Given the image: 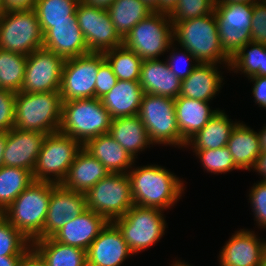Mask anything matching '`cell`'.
Segmentation results:
<instances>
[{"label":"cell","instance_id":"6da1fadb","mask_svg":"<svg viewBox=\"0 0 266 266\" xmlns=\"http://www.w3.org/2000/svg\"><path fill=\"white\" fill-rule=\"evenodd\" d=\"M134 205L166 211L174 207L185 190L184 180L157 164L136 167L127 172Z\"/></svg>","mask_w":266,"mask_h":266},{"label":"cell","instance_id":"7a4b0ae2","mask_svg":"<svg viewBox=\"0 0 266 266\" xmlns=\"http://www.w3.org/2000/svg\"><path fill=\"white\" fill-rule=\"evenodd\" d=\"M172 24L173 42L177 46L189 51L199 63L223 65L229 69L231 58L220 45L214 12Z\"/></svg>","mask_w":266,"mask_h":266},{"label":"cell","instance_id":"3957f363","mask_svg":"<svg viewBox=\"0 0 266 266\" xmlns=\"http://www.w3.org/2000/svg\"><path fill=\"white\" fill-rule=\"evenodd\" d=\"M51 182H32L1 215L30 242L43 239Z\"/></svg>","mask_w":266,"mask_h":266},{"label":"cell","instance_id":"277c9868","mask_svg":"<svg viewBox=\"0 0 266 266\" xmlns=\"http://www.w3.org/2000/svg\"><path fill=\"white\" fill-rule=\"evenodd\" d=\"M62 103L59 92H17L14 127L46 134L59 132Z\"/></svg>","mask_w":266,"mask_h":266},{"label":"cell","instance_id":"5b68a950","mask_svg":"<svg viewBox=\"0 0 266 266\" xmlns=\"http://www.w3.org/2000/svg\"><path fill=\"white\" fill-rule=\"evenodd\" d=\"M112 118L101 99L85 98L62 103L59 132L84 145L89 139L109 133Z\"/></svg>","mask_w":266,"mask_h":266},{"label":"cell","instance_id":"8992f818","mask_svg":"<svg viewBox=\"0 0 266 266\" xmlns=\"http://www.w3.org/2000/svg\"><path fill=\"white\" fill-rule=\"evenodd\" d=\"M138 116L153 145L185 148L186 142L182 139L177 124L175 99L144 93Z\"/></svg>","mask_w":266,"mask_h":266},{"label":"cell","instance_id":"52a82bcc","mask_svg":"<svg viewBox=\"0 0 266 266\" xmlns=\"http://www.w3.org/2000/svg\"><path fill=\"white\" fill-rule=\"evenodd\" d=\"M163 213L157 208L133 205L127 213L113 221L133 255L155 246L165 235L168 225Z\"/></svg>","mask_w":266,"mask_h":266},{"label":"cell","instance_id":"ba28073f","mask_svg":"<svg viewBox=\"0 0 266 266\" xmlns=\"http://www.w3.org/2000/svg\"><path fill=\"white\" fill-rule=\"evenodd\" d=\"M173 24L165 13L153 12L138 22L123 38L122 45L142 60L161 59L173 43Z\"/></svg>","mask_w":266,"mask_h":266},{"label":"cell","instance_id":"9c48e42d","mask_svg":"<svg viewBox=\"0 0 266 266\" xmlns=\"http://www.w3.org/2000/svg\"><path fill=\"white\" fill-rule=\"evenodd\" d=\"M83 145L60 132L47 134L33 170L34 181L61 184Z\"/></svg>","mask_w":266,"mask_h":266},{"label":"cell","instance_id":"30bf717a","mask_svg":"<svg viewBox=\"0 0 266 266\" xmlns=\"http://www.w3.org/2000/svg\"><path fill=\"white\" fill-rule=\"evenodd\" d=\"M85 195L87 208L108 222L122 217L134 205L130 179L125 173H109Z\"/></svg>","mask_w":266,"mask_h":266},{"label":"cell","instance_id":"8fae6325","mask_svg":"<svg viewBox=\"0 0 266 266\" xmlns=\"http://www.w3.org/2000/svg\"><path fill=\"white\" fill-rule=\"evenodd\" d=\"M43 48V32L34 9L5 12L0 17V49L25 56Z\"/></svg>","mask_w":266,"mask_h":266},{"label":"cell","instance_id":"7c38bea8","mask_svg":"<svg viewBox=\"0 0 266 266\" xmlns=\"http://www.w3.org/2000/svg\"><path fill=\"white\" fill-rule=\"evenodd\" d=\"M105 61L103 53L66 59L60 86L62 102L95 98V84L99 66Z\"/></svg>","mask_w":266,"mask_h":266},{"label":"cell","instance_id":"4fadbf2b","mask_svg":"<svg viewBox=\"0 0 266 266\" xmlns=\"http://www.w3.org/2000/svg\"><path fill=\"white\" fill-rule=\"evenodd\" d=\"M214 15L218 24L219 41L231 58L248 42H251L253 4L215 5Z\"/></svg>","mask_w":266,"mask_h":266},{"label":"cell","instance_id":"5bb4252c","mask_svg":"<svg viewBox=\"0 0 266 266\" xmlns=\"http://www.w3.org/2000/svg\"><path fill=\"white\" fill-rule=\"evenodd\" d=\"M76 19L89 52L103 53L122 46L123 38L116 31L107 9L80 1L76 8Z\"/></svg>","mask_w":266,"mask_h":266},{"label":"cell","instance_id":"9a60e30c","mask_svg":"<svg viewBox=\"0 0 266 266\" xmlns=\"http://www.w3.org/2000/svg\"><path fill=\"white\" fill-rule=\"evenodd\" d=\"M65 59L53 51L40 48L27 56L20 92H59Z\"/></svg>","mask_w":266,"mask_h":266},{"label":"cell","instance_id":"2e32d148","mask_svg":"<svg viewBox=\"0 0 266 266\" xmlns=\"http://www.w3.org/2000/svg\"><path fill=\"white\" fill-rule=\"evenodd\" d=\"M87 209L86 195L51 183V197L43 227V239L51 237Z\"/></svg>","mask_w":266,"mask_h":266},{"label":"cell","instance_id":"e0dca14e","mask_svg":"<svg viewBox=\"0 0 266 266\" xmlns=\"http://www.w3.org/2000/svg\"><path fill=\"white\" fill-rule=\"evenodd\" d=\"M266 240L250 229L232 233L219 253L220 266H264Z\"/></svg>","mask_w":266,"mask_h":266},{"label":"cell","instance_id":"ac0fdd59","mask_svg":"<svg viewBox=\"0 0 266 266\" xmlns=\"http://www.w3.org/2000/svg\"><path fill=\"white\" fill-rule=\"evenodd\" d=\"M46 133L22 130L14 127L7 132L3 163L8 167H19L33 173Z\"/></svg>","mask_w":266,"mask_h":266},{"label":"cell","instance_id":"d6986e66","mask_svg":"<svg viewBox=\"0 0 266 266\" xmlns=\"http://www.w3.org/2000/svg\"><path fill=\"white\" fill-rule=\"evenodd\" d=\"M87 266H121L133 256L122 233L108 222L86 251Z\"/></svg>","mask_w":266,"mask_h":266},{"label":"cell","instance_id":"ffe728a7","mask_svg":"<svg viewBox=\"0 0 266 266\" xmlns=\"http://www.w3.org/2000/svg\"><path fill=\"white\" fill-rule=\"evenodd\" d=\"M107 223L103 216L87 208L51 237L65 245L76 246L87 251Z\"/></svg>","mask_w":266,"mask_h":266},{"label":"cell","instance_id":"44dd1931","mask_svg":"<svg viewBox=\"0 0 266 266\" xmlns=\"http://www.w3.org/2000/svg\"><path fill=\"white\" fill-rule=\"evenodd\" d=\"M43 48L65 60L90 53L77 19L51 23V28L43 35Z\"/></svg>","mask_w":266,"mask_h":266},{"label":"cell","instance_id":"7402d4cb","mask_svg":"<svg viewBox=\"0 0 266 266\" xmlns=\"http://www.w3.org/2000/svg\"><path fill=\"white\" fill-rule=\"evenodd\" d=\"M139 84L144 93L176 99L181 92L182 81L160 59L143 60Z\"/></svg>","mask_w":266,"mask_h":266},{"label":"cell","instance_id":"603a6c76","mask_svg":"<svg viewBox=\"0 0 266 266\" xmlns=\"http://www.w3.org/2000/svg\"><path fill=\"white\" fill-rule=\"evenodd\" d=\"M220 65L200 63L181 84L180 96L212 102L223 87ZM212 100V101H211Z\"/></svg>","mask_w":266,"mask_h":266},{"label":"cell","instance_id":"cb8c5ba5","mask_svg":"<svg viewBox=\"0 0 266 266\" xmlns=\"http://www.w3.org/2000/svg\"><path fill=\"white\" fill-rule=\"evenodd\" d=\"M109 173L98 159L82 147L61 184L65 188L86 194Z\"/></svg>","mask_w":266,"mask_h":266},{"label":"cell","instance_id":"d4e9b609","mask_svg":"<svg viewBox=\"0 0 266 266\" xmlns=\"http://www.w3.org/2000/svg\"><path fill=\"white\" fill-rule=\"evenodd\" d=\"M210 102L178 96L175 99L177 124L182 139L187 142L199 132L220 108L212 109Z\"/></svg>","mask_w":266,"mask_h":266},{"label":"cell","instance_id":"484cf974","mask_svg":"<svg viewBox=\"0 0 266 266\" xmlns=\"http://www.w3.org/2000/svg\"><path fill=\"white\" fill-rule=\"evenodd\" d=\"M83 148L98 159L110 173H125L136 160L108 133L89 139Z\"/></svg>","mask_w":266,"mask_h":266},{"label":"cell","instance_id":"4316f807","mask_svg":"<svg viewBox=\"0 0 266 266\" xmlns=\"http://www.w3.org/2000/svg\"><path fill=\"white\" fill-rule=\"evenodd\" d=\"M144 92L139 81L118 80L101 98L112 119L138 115Z\"/></svg>","mask_w":266,"mask_h":266},{"label":"cell","instance_id":"83f0119b","mask_svg":"<svg viewBox=\"0 0 266 266\" xmlns=\"http://www.w3.org/2000/svg\"><path fill=\"white\" fill-rule=\"evenodd\" d=\"M108 134L135 160L138 153L153 147L146 127L138 115L112 119Z\"/></svg>","mask_w":266,"mask_h":266},{"label":"cell","instance_id":"f1b7e54d","mask_svg":"<svg viewBox=\"0 0 266 266\" xmlns=\"http://www.w3.org/2000/svg\"><path fill=\"white\" fill-rule=\"evenodd\" d=\"M239 121L229 119L224 110L219 111L187 142L185 148L192 150L217 149L227 146L230 134Z\"/></svg>","mask_w":266,"mask_h":266},{"label":"cell","instance_id":"f546056e","mask_svg":"<svg viewBox=\"0 0 266 266\" xmlns=\"http://www.w3.org/2000/svg\"><path fill=\"white\" fill-rule=\"evenodd\" d=\"M227 147L240 170H252L261 153L257 131L247 126L243 121H239L233 128Z\"/></svg>","mask_w":266,"mask_h":266},{"label":"cell","instance_id":"4dcf8cb0","mask_svg":"<svg viewBox=\"0 0 266 266\" xmlns=\"http://www.w3.org/2000/svg\"><path fill=\"white\" fill-rule=\"evenodd\" d=\"M31 248L42 258L46 266H87L84 249L65 245L52 237L32 241Z\"/></svg>","mask_w":266,"mask_h":266},{"label":"cell","instance_id":"1f68e13d","mask_svg":"<svg viewBox=\"0 0 266 266\" xmlns=\"http://www.w3.org/2000/svg\"><path fill=\"white\" fill-rule=\"evenodd\" d=\"M107 11L116 31L122 38H124L138 22L153 13V10L141 0H114L107 8Z\"/></svg>","mask_w":266,"mask_h":266},{"label":"cell","instance_id":"d6a6232c","mask_svg":"<svg viewBox=\"0 0 266 266\" xmlns=\"http://www.w3.org/2000/svg\"><path fill=\"white\" fill-rule=\"evenodd\" d=\"M228 70L247 78L266 76V45L248 42L231 57Z\"/></svg>","mask_w":266,"mask_h":266},{"label":"cell","instance_id":"836d02e7","mask_svg":"<svg viewBox=\"0 0 266 266\" xmlns=\"http://www.w3.org/2000/svg\"><path fill=\"white\" fill-rule=\"evenodd\" d=\"M34 182L31 171L19 167L0 168V214Z\"/></svg>","mask_w":266,"mask_h":266},{"label":"cell","instance_id":"e575fe53","mask_svg":"<svg viewBox=\"0 0 266 266\" xmlns=\"http://www.w3.org/2000/svg\"><path fill=\"white\" fill-rule=\"evenodd\" d=\"M81 0H37L34 10L43 35L51 23L72 22L76 19V8Z\"/></svg>","mask_w":266,"mask_h":266},{"label":"cell","instance_id":"d590c367","mask_svg":"<svg viewBox=\"0 0 266 266\" xmlns=\"http://www.w3.org/2000/svg\"><path fill=\"white\" fill-rule=\"evenodd\" d=\"M118 80L139 81L142 59L123 45L103 52Z\"/></svg>","mask_w":266,"mask_h":266},{"label":"cell","instance_id":"8d00e7d4","mask_svg":"<svg viewBox=\"0 0 266 266\" xmlns=\"http://www.w3.org/2000/svg\"><path fill=\"white\" fill-rule=\"evenodd\" d=\"M27 56L0 49L1 89L20 92L24 80Z\"/></svg>","mask_w":266,"mask_h":266},{"label":"cell","instance_id":"74e56055","mask_svg":"<svg viewBox=\"0 0 266 266\" xmlns=\"http://www.w3.org/2000/svg\"><path fill=\"white\" fill-rule=\"evenodd\" d=\"M31 242L0 214V256H24Z\"/></svg>","mask_w":266,"mask_h":266},{"label":"cell","instance_id":"f35d334b","mask_svg":"<svg viewBox=\"0 0 266 266\" xmlns=\"http://www.w3.org/2000/svg\"><path fill=\"white\" fill-rule=\"evenodd\" d=\"M192 152L199 158L201 166L203 165L202 167L209 174H226L233 170H240L227 146L217 149L193 150Z\"/></svg>","mask_w":266,"mask_h":266},{"label":"cell","instance_id":"ab89813d","mask_svg":"<svg viewBox=\"0 0 266 266\" xmlns=\"http://www.w3.org/2000/svg\"><path fill=\"white\" fill-rule=\"evenodd\" d=\"M167 52H170L165 57L167 65L181 81L186 79L200 64L189 51L182 47L179 48V46L177 48L174 42L168 47Z\"/></svg>","mask_w":266,"mask_h":266},{"label":"cell","instance_id":"60d3db41","mask_svg":"<svg viewBox=\"0 0 266 266\" xmlns=\"http://www.w3.org/2000/svg\"><path fill=\"white\" fill-rule=\"evenodd\" d=\"M215 0H179L169 14L172 23L190 20L214 11Z\"/></svg>","mask_w":266,"mask_h":266},{"label":"cell","instance_id":"b9f144b4","mask_svg":"<svg viewBox=\"0 0 266 266\" xmlns=\"http://www.w3.org/2000/svg\"><path fill=\"white\" fill-rule=\"evenodd\" d=\"M253 186V187H252ZM249 189V203L258 229H266V181H258Z\"/></svg>","mask_w":266,"mask_h":266},{"label":"cell","instance_id":"7bdbcfd3","mask_svg":"<svg viewBox=\"0 0 266 266\" xmlns=\"http://www.w3.org/2000/svg\"><path fill=\"white\" fill-rule=\"evenodd\" d=\"M16 93L0 89V132L14 128Z\"/></svg>","mask_w":266,"mask_h":266},{"label":"cell","instance_id":"ee69618b","mask_svg":"<svg viewBox=\"0 0 266 266\" xmlns=\"http://www.w3.org/2000/svg\"><path fill=\"white\" fill-rule=\"evenodd\" d=\"M251 42L266 45V4L259 0L253 4Z\"/></svg>","mask_w":266,"mask_h":266},{"label":"cell","instance_id":"f6af8a7d","mask_svg":"<svg viewBox=\"0 0 266 266\" xmlns=\"http://www.w3.org/2000/svg\"><path fill=\"white\" fill-rule=\"evenodd\" d=\"M118 78L113 73L111 66L105 60L98 69L95 84V98L101 99L106 95L117 83Z\"/></svg>","mask_w":266,"mask_h":266},{"label":"cell","instance_id":"bcb514c9","mask_svg":"<svg viewBox=\"0 0 266 266\" xmlns=\"http://www.w3.org/2000/svg\"><path fill=\"white\" fill-rule=\"evenodd\" d=\"M247 79L253 82L252 95L255 105L266 109V76H252Z\"/></svg>","mask_w":266,"mask_h":266},{"label":"cell","instance_id":"7dc6e473","mask_svg":"<svg viewBox=\"0 0 266 266\" xmlns=\"http://www.w3.org/2000/svg\"><path fill=\"white\" fill-rule=\"evenodd\" d=\"M37 0H3L5 12L34 9Z\"/></svg>","mask_w":266,"mask_h":266},{"label":"cell","instance_id":"c3c4849f","mask_svg":"<svg viewBox=\"0 0 266 266\" xmlns=\"http://www.w3.org/2000/svg\"><path fill=\"white\" fill-rule=\"evenodd\" d=\"M18 266H46L42 258L31 248L22 258Z\"/></svg>","mask_w":266,"mask_h":266},{"label":"cell","instance_id":"681fc988","mask_svg":"<svg viewBox=\"0 0 266 266\" xmlns=\"http://www.w3.org/2000/svg\"><path fill=\"white\" fill-rule=\"evenodd\" d=\"M254 172H257L258 175H260L261 179L260 181H266V152H261L260 155L257 157L253 167ZM263 177V179H262Z\"/></svg>","mask_w":266,"mask_h":266},{"label":"cell","instance_id":"f907efd6","mask_svg":"<svg viewBox=\"0 0 266 266\" xmlns=\"http://www.w3.org/2000/svg\"><path fill=\"white\" fill-rule=\"evenodd\" d=\"M179 0H158V12L170 14L177 6Z\"/></svg>","mask_w":266,"mask_h":266},{"label":"cell","instance_id":"816d5d0a","mask_svg":"<svg viewBox=\"0 0 266 266\" xmlns=\"http://www.w3.org/2000/svg\"><path fill=\"white\" fill-rule=\"evenodd\" d=\"M23 256H0V266H18Z\"/></svg>","mask_w":266,"mask_h":266},{"label":"cell","instance_id":"f5cc1de1","mask_svg":"<svg viewBox=\"0 0 266 266\" xmlns=\"http://www.w3.org/2000/svg\"><path fill=\"white\" fill-rule=\"evenodd\" d=\"M81 1L90 6L107 9L113 3L114 0H81Z\"/></svg>","mask_w":266,"mask_h":266},{"label":"cell","instance_id":"db71d44e","mask_svg":"<svg viewBox=\"0 0 266 266\" xmlns=\"http://www.w3.org/2000/svg\"><path fill=\"white\" fill-rule=\"evenodd\" d=\"M259 0H215V5H226V4H254Z\"/></svg>","mask_w":266,"mask_h":266},{"label":"cell","instance_id":"11a10c76","mask_svg":"<svg viewBox=\"0 0 266 266\" xmlns=\"http://www.w3.org/2000/svg\"><path fill=\"white\" fill-rule=\"evenodd\" d=\"M6 142H7V132H0V168L4 165L3 155H4Z\"/></svg>","mask_w":266,"mask_h":266},{"label":"cell","instance_id":"9f6ffc18","mask_svg":"<svg viewBox=\"0 0 266 266\" xmlns=\"http://www.w3.org/2000/svg\"><path fill=\"white\" fill-rule=\"evenodd\" d=\"M261 152H266V124L258 131Z\"/></svg>","mask_w":266,"mask_h":266},{"label":"cell","instance_id":"6f0895ef","mask_svg":"<svg viewBox=\"0 0 266 266\" xmlns=\"http://www.w3.org/2000/svg\"><path fill=\"white\" fill-rule=\"evenodd\" d=\"M144 2L153 12H158V0H141Z\"/></svg>","mask_w":266,"mask_h":266},{"label":"cell","instance_id":"680465c9","mask_svg":"<svg viewBox=\"0 0 266 266\" xmlns=\"http://www.w3.org/2000/svg\"><path fill=\"white\" fill-rule=\"evenodd\" d=\"M171 266H191V265L188 264V262H185L184 260L183 261H181V260H175V261H173V263L171 264Z\"/></svg>","mask_w":266,"mask_h":266},{"label":"cell","instance_id":"91938a15","mask_svg":"<svg viewBox=\"0 0 266 266\" xmlns=\"http://www.w3.org/2000/svg\"><path fill=\"white\" fill-rule=\"evenodd\" d=\"M5 13L3 0H0V17Z\"/></svg>","mask_w":266,"mask_h":266},{"label":"cell","instance_id":"94428289","mask_svg":"<svg viewBox=\"0 0 266 266\" xmlns=\"http://www.w3.org/2000/svg\"><path fill=\"white\" fill-rule=\"evenodd\" d=\"M264 266H266V243H265V249H264Z\"/></svg>","mask_w":266,"mask_h":266}]
</instances>
